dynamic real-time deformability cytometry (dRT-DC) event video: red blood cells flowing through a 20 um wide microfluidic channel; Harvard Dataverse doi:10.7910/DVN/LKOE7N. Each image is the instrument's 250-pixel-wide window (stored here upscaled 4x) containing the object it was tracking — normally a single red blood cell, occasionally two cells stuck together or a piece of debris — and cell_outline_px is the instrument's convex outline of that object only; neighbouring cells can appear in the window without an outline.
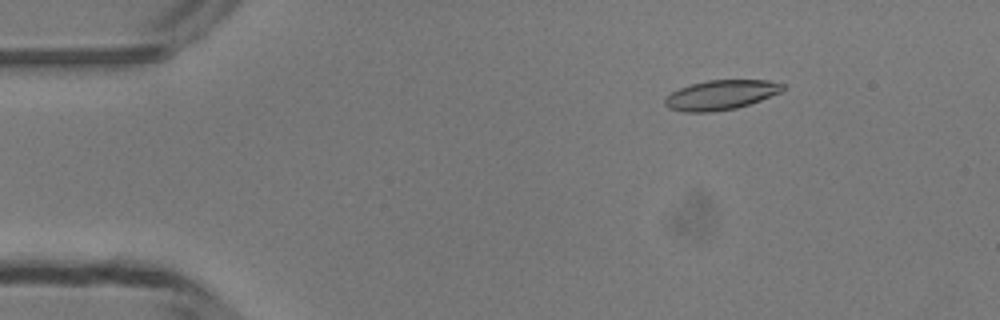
{"species": "common noctule bat (a hibernating species)", "species_latin": "Nyctalus noctula", "temperature_condition": "room temperature", "stored_images_in_passage": 49, "camera_frame_rate_fps": 3000, "um_per_image_px": 0.085, "animal": {"sex": "male", "body_mass_g": 13.3}, "frame": {"image": 1, "passage_image": 7, "time_ms": 2.0, "image_size_px": [1000, 320], "cell_outline_px": [[784, 88], [780, 92], [760, 100], [736, 108], [712, 112], [684, 112], [668, 108], [664, 104], [664, 100], [672, 92], [680, 88], [692, 84], [708, 80], [768, 80], [784, 84]], "centroid_in_image_um": [61.26, 8.07], "position_along_channel_um": 23.7, "area_um2": 20.17}}
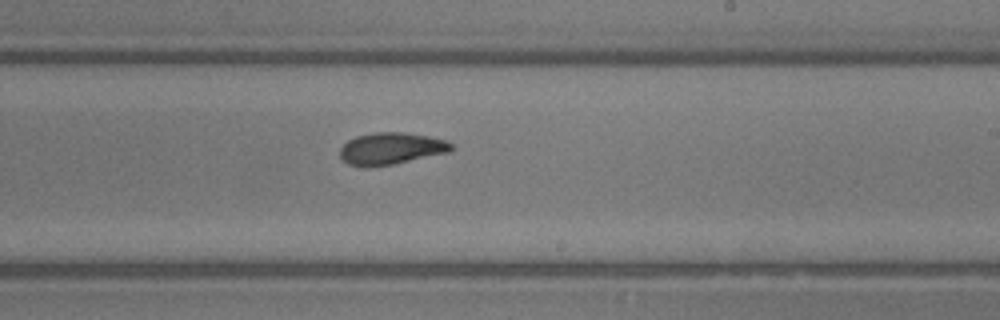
{"frame": {"image": 2, "passage_image": 29, "time_ms": 9.333, "image_size_px": [1000, 320], "cell_outline_px": [[452, 148], [448, 152], [392, 164], [368, 168], [364, 168], [348, 164], [340, 156], [340, 148], [348, 140], [356, 136], [376, 132], [404, 132], [428, 136], [444, 140], [452, 144]], "centroid_in_image_um": [33.19, 12.63], "position_along_channel_um": 255.8, "area_um2": 20.58}}
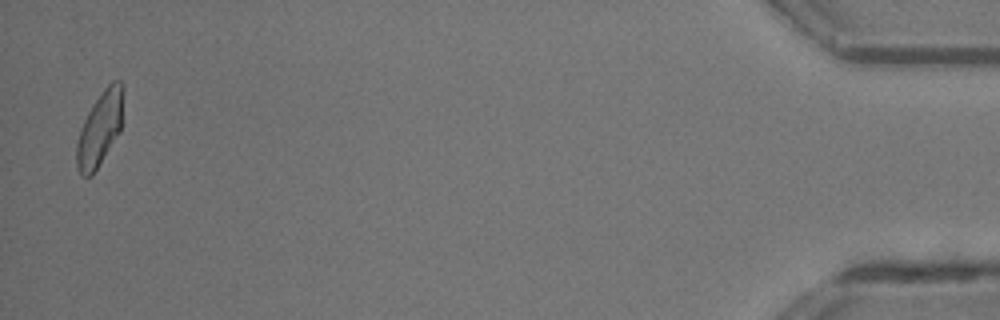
{"frame": {"image": 3, "passage_image": 48, "time_ms": 15.667, "image_size_px": [1000, 320], "cell_outline_px": [[124, 92], [120, 132], [92, 176], [80, 176], [76, 168], [76, 144], [80, 128], [88, 112], [104, 88], [112, 80], [120, 80], [124, 84]], "centroid_in_image_um": [8.49, 10.94], "position_along_channel_um": 426.7, "area_um2": 20.35}, "authors_computed_cell_mechanics": {"area_um2": 20.4612, "velocity_mm_per_s": 4.1978, "shape_relaxation_time_tau1_ms": 9.415, "shape_relaxation_time_tau2_ms": 2.2976, "deformation_change_tau1": 0.2413, "deformation_change_tau2": 0.0855}}